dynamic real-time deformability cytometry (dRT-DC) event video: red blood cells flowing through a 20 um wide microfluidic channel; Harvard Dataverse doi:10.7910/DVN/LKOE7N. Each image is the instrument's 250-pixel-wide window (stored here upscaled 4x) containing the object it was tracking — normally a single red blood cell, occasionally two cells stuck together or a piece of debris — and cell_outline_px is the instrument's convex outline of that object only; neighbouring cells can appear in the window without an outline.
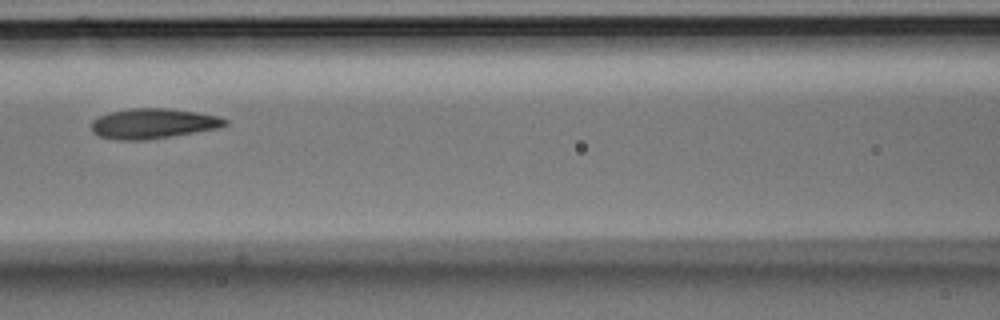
{"species": "Egyptian fruit bat (a non-hibernating species)", "species_latin": "Rousettus aegyptiacus", "temperature_condition": "room temperature", "stored_images_in_passage": 11, "camera_frame_rate_fps": 3000, "um_per_image_px": 0.085, "animal": {"sex": "male"}, "frame": {"image": 1, "passage_image": 7, "time_ms": 2.0, "image_size_px": [1000, 320], "cell_outline_px": [[228, 124], [220, 128], [144, 140], [116, 140], [100, 136], [92, 132], [92, 120], [100, 116], [112, 112], [128, 108], [168, 108], [196, 112], [220, 116], [228, 120]], "centroid_in_image_um": [13.04, 10.49], "position_along_channel_um": 153.6, "area_um2": 23.41}}
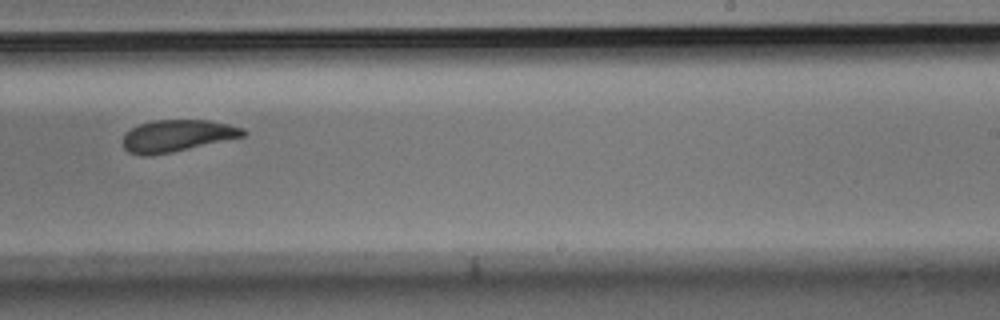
{"frame": {"image": 2, "passage_image": 10, "time_ms": 3.0, "image_size_px": [1000, 320], "cell_outline_px": [[248, 132], [244, 136], [172, 152], [148, 156], [140, 156], [128, 152], [124, 148], [124, 132], [140, 124], [152, 120], [208, 120], [228, 124], [244, 128]], "centroid_in_image_um": [15.04, 11.54], "position_along_channel_um": 274.0, "area_um2": 22.31}}
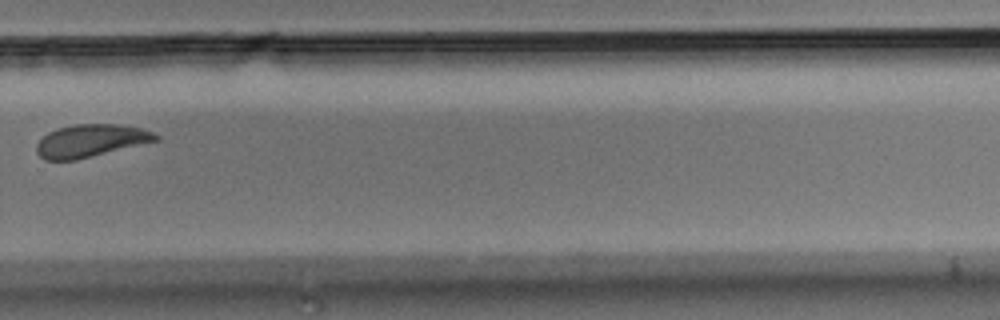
{"frame": {"image": 3, "passage_image": 11, "time_ms": 3.333, "image_size_px": [1000, 320], "cell_outline_px": [[160, 140], [76, 160], [44, 160], [36, 152], [36, 144], [48, 132], [56, 128], [72, 124], [120, 124], [140, 128], [152, 132], [160, 136]], "centroid_in_image_um": [7.7, 11.96], "position_along_channel_um": 322.1, "area_um2": 22.77}}